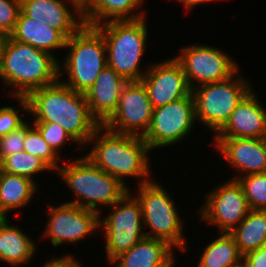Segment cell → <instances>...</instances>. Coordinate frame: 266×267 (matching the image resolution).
Listing matches in <instances>:
<instances>
[{"instance_id":"obj_1","label":"cell","mask_w":266,"mask_h":267,"mask_svg":"<svg viewBox=\"0 0 266 267\" xmlns=\"http://www.w3.org/2000/svg\"><path fill=\"white\" fill-rule=\"evenodd\" d=\"M62 79L32 91L26 97L28 113L33 122L58 123L79 147H84L101 125L91 115L86 95L62 83Z\"/></svg>"},{"instance_id":"obj_2","label":"cell","mask_w":266,"mask_h":267,"mask_svg":"<svg viewBox=\"0 0 266 267\" xmlns=\"http://www.w3.org/2000/svg\"><path fill=\"white\" fill-rule=\"evenodd\" d=\"M89 143L93 146L85 156L129 189L126 177L137 178L138 185L152 181L148 155L151 150L143 137L114 133L101 125Z\"/></svg>"},{"instance_id":"obj_3","label":"cell","mask_w":266,"mask_h":267,"mask_svg":"<svg viewBox=\"0 0 266 267\" xmlns=\"http://www.w3.org/2000/svg\"><path fill=\"white\" fill-rule=\"evenodd\" d=\"M56 57L10 36L0 64V80L12 98L27 97L32 91L59 80Z\"/></svg>"},{"instance_id":"obj_4","label":"cell","mask_w":266,"mask_h":267,"mask_svg":"<svg viewBox=\"0 0 266 267\" xmlns=\"http://www.w3.org/2000/svg\"><path fill=\"white\" fill-rule=\"evenodd\" d=\"M63 163L66 165L61 164L56 172L76 196L66 203L102 214V206L107 209L130 192L125 184L101 170L84 154L71 162L64 159Z\"/></svg>"},{"instance_id":"obj_5","label":"cell","mask_w":266,"mask_h":267,"mask_svg":"<svg viewBox=\"0 0 266 267\" xmlns=\"http://www.w3.org/2000/svg\"><path fill=\"white\" fill-rule=\"evenodd\" d=\"M94 27L105 40L107 65L128 82L141 81L149 67H145V71L140 67L149 44L146 16L107 21Z\"/></svg>"},{"instance_id":"obj_6","label":"cell","mask_w":266,"mask_h":267,"mask_svg":"<svg viewBox=\"0 0 266 267\" xmlns=\"http://www.w3.org/2000/svg\"><path fill=\"white\" fill-rule=\"evenodd\" d=\"M65 49L68 54L64 55L63 62L59 60V78L64 73L67 80L61 82L85 94L107 65L103 35L94 26L84 24L67 39Z\"/></svg>"},{"instance_id":"obj_7","label":"cell","mask_w":266,"mask_h":267,"mask_svg":"<svg viewBox=\"0 0 266 267\" xmlns=\"http://www.w3.org/2000/svg\"><path fill=\"white\" fill-rule=\"evenodd\" d=\"M133 193L141 206L143 225L145 229L150 228V231H145V237L167 241L178 251H186V246L189 245L185 244L184 221L180 218L175 200L169 195L168 189L152 180L137 185V190Z\"/></svg>"},{"instance_id":"obj_8","label":"cell","mask_w":266,"mask_h":267,"mask_svg":"<svg viewBox=\"0 0 266 267\" xmlns=\"http://www.w3.org/2000/svg\"><path fill=\"white\" fill-rule=\"evenodd\" d=\"M239 70L230 78L192 89L197 122L215 135L229 120L238 103L253 88Z\"/></svg>"},{"instance_id":"obj_9","label":"cell","mask_w":266,"mask_h":267,"mask_svg":"<svg viewBox=\"0 0 266 267\" xmlns=\"http://www.w3.org/2000/svg\"><path fill=\"white\" fill-rule=\"evenodd\" d=\"M129 191L109 207L112 209L110 214L104 217L100 214L99 217V228L106 239L105 254L109 263L145 237L140 203L133 196V190L130 188Z\"/></svg>"},{"instance_id":"obj_10","label":"cell","mask_w":266,"mask_h":267,"mask_svg":"<svg viewBox=\"0 0 266 267\" xmlns=\"http://www.w3.org/2000/svg\"><path fill=\"white\" fill-rule=\"evenodd\" d=\"M179 52L174 57L183 67L191 89L226 80L240 69L232 56L216 46L194 44L180 48Z\"/></svg>"},{"instance_id":"obj_11","label":"cell","mask_w":266,"mask_h":267,"mask_svg":"<svg viewBox=\"0 0 266 267\" xmlns=\"http://www.w3.org/2000/svg\"><path fill=\"white\" fill-rule=\"evenodd\" d=\"M196 121L191 93L185 98L153 108L152 121L143 140L150 150L177 145L189 136Z\"/></svg>"},{"instance_id":"obj_12","label":"cell","mask_w":266,"mask_h":267,"mask_svg":"<svg viewBox=\"0 0 266 267\" xmlns=\"http://www.w3.org/2000/svg\"><path fill=\"white\" fill-rule=\"evenodd\" d=\"M205 203L200 207L202 221L216 226L218 233H230L250 211L241 184L229 179L206 194Z\"/></svg>"},{"instance_id":"obj_13","label":"cell","mask_w":266,"mask_h":267,"mask_svg":"<svg viewBox=\"0 0 266 267\" xmlns=\"http://www.w3.org/2000/svg\"><path fill=\"white\" fill-rule=\"evenodd\" d=\"M47 205L49 218L42 235L50 238L52 246L57 248L64 243L77 244L87 236L100 232V214L97 211L66 202L56 206Z\"/></svg>"},{"instance_id":"obj_14","label":"cell","mask_w":266,"mask_h":267,"mask_svg":"<svg viewBox=\"0 0 266 267\" xmlns=\"http://www.w3.org/2000/svg\"><path fill=\"white\" fill-rule=\"evenodd\" d=\"M153 106L141 81L128 82L113 115L103 124L111 132L144 137L152 121Z\"/></svg>"},{"instance_id":"obj_15","label":"cell","mask_w":266,"mask_h":267,"mask_svg":"<svg viewBox=\"0 0 266 267\" xmlns=\"http://www.w3.org/2000/svg\"><path fill=\"white\" fill-rule=\"evenodd\" d=\"M141 82L153 108L185 98L192 93L183 67L175 57L149 65Z\"/></svg>"},{"instance_id":"obj_16","label":"cell","mask_w":266,"mask_h":267,"mask_svg":"<svg viewBox=\"0 0 266 267\" xmlns=\"http://www.w3.org/2000/svg\"><path fill=\"white\" fill-rule=\"evenodd\" d=\"M213 141L228 166L242 172L231 179L266 172V138H214Z\"/></svg>"},{"instance_id":"obj_17","label":"cell","mask_w":266,"mask_h":267,"mask_svg":"<svg viewBox=\"0 0 266 267\" xmlns=\"http://www.w3.org/2000/svg\"><path fill=\"white\" fill-rule=\"evenodd\" d=\"M68 4L66 5V3ZM21 0V11L29 18L38 20L59 30L67 39L85 23L76 0ZM70 2V3H69ZM71 6L72 8H69Z\"/></svg>"},{"instance_id":"obj_18","label":"cell","mask_w":266,"mask_h":267,"mask_svg":"<svg viewBox=\"0 0 266 267\" xmlns=\"http://www.w3.org/2000/svg\"><path fill=\"white\" fill-rule=\"evenodd\" d=\"M266 107L251 89L213 138H266Z\"/></svg>"},{"instance_id":"obj_19","label":"cell","mask_w":266,"mask_h":267,"mask_svg":"<svg viewBox=\"0 0 266 267\" xmlns=\"http://www.w3.org/2000/svg\"><path fill=\"white\" fill-rule=\"evenodd\" d=\"M128 81L106 65L93 86L85 93L91 115L103 125L116 111Z\"/></svg>"},{"instance_id":"obj_20","label":"cell","mask_w":266,"mask_h":267,"mask_svg":"<svg viewBox=\"0 0 266 267\" xmlns=\"http://www.w3.org/2000/svg\"><path fill=\"white\" fill-rule=\"evenodd\" d=\"M144 1L146 0H82L79 8L84 23L97 26L107 21L135 20L146 16L145 12L137 11Z\"/></svg>"},{"instance_id":"obj_21","label":"cell","mask_w":266,"mask_h":267,"mask_svg":"<svg viewBox=\"0 0 266 267\" xmlns=\"http://www.w3.org/2000/svg\"><path fill=\"white\" fill-rule=\"evenodd\" d=\"M175 248L167 241L144 237L110 262L113 267H162L174 257Z\"/></svg>"},{"instance_id":"obj_22","label":"cell","mask_w":266,"mask_h":267,"mask_svg":"<svg viewBox=\"0 0 266 267\" xmlns=\"http://www.w3.org/2000/svg\"><path fill=\"white\" fill-rule=\"evenodd\" d=\"M21 227L12 225L8 218L0 219V262L9 267L29 265L35 258L36 243Z\"/></svg>"},{"instance_id":"obj_23","label":"cell","mask_w":266,"mask_h":267,"mask_svg":"<svg viewBox=\"0 0 266 267\" xmlns=\"http://www.w3.org/2000/svg\"><path fill=\"white\" fill-rule=\"evenodd\" d=\"M14 40L29 44L54 55L55 49H65L67 38L49 25L29 18L20 11L15 29L10 35Z\"/></svg>"},{"instance_id":"obj_24","label":"cell","mask_w":266,"mask_h":267,"mask_svg":"<svg viewBox=\"0 0 266 267\" xmlns=\"http://www.w3.org/2000/svg\"><path fill=\"white\" fill-rule=\"evenodd\" d=\"M38 186L30 178L0 170V217L9 218V211L28 206L35 198Z\"/></svg>"},{"instance_id":"obj_25","label":"cell","mask_w":266,"mask_h":267,"mask_svg":"<svg viewBox=\"0 0 266 267\" xmlns=\"http://www.w3.org/2000/svg\"><path fill=\"white\" fill-rule=\"evenodd\" d=\"M229 234L242 256L259 249L266 244V211L250 210Z\"/></svg>"},{"instance_id":"obj_26","label":"cell","mask_w":266,"mask_h":267,"mask_svg":"<svg viewBox=\"0 0 266 267\" xmlns=\"http://www.w3.org/2000/svg\"><path fill=\"white\" fill-rule=\"evenodd\" d=\"M203 249L197 267H242L243 256L229 233H220Z\"/></svg>"},{"instance_id":"obj_27","label":"cell","mask_w":266,"mask_h":267,"mask_svg":"<svg viewBox=\"0 0 266 267\" xmlns=\"http://www.w3.org/2000/svg\"><path fill=\"white\" fill-rule=\"evenodd\" d=\"M0 170L9 174H15L30 178L38 182L36 174L54 170L40 157L21 151L17 154L4 157L0 161Z\"/></svg>"},{"instance_id":"obj_28","label":"cell","mask_w":266,"mask_h":267,"mask_svg":"<svg viewBox=\"0 0 266 267\" xmlns=\"http://www.w3.org/2000/svg\"><path fill=\"white\" fill-rule=\"evenodd\" d=\"M237 181L242 186L250 210L266 211V172L240 176Z\"/></svg>"},{"instance_id":"obj_29","label":"cell","mask_w":266,"mask_h":267,"mask_svg":"<svg viewBox=\"0 0 266 267\" xmlns=\"http://www.w3.org/2000/svg\"><path fill=\"white\" fill-rule=\"evenodd\" d=\"M24 142L25 152L40 157L54 170V173L59 169L64 159L62 156L59 157L43 140L42 135L34 125L27 130Z\"/></svg>"},{"instance_id":"obj_30","label":"cell","mask_w":266,"mask_h":267,"mask_svg":"<svg viewBox=\"0 0 266 267\" xmlns=\"http://www.w3.org/2000/svg\"><path fill=\"white\" fill-rule=\"evenodd\" d=\"M39 130L43 140L52 148L60 157L61 147L67 142L77 143L58 123L54 122H32Z\"/></svg>"},{"instance_id":"obj_31","label":"cell","mask_w":266,"mask_h":267,"mask_svg":"<svg viewBox=\"0 0 266 267\" xmlns=\"http://www.w3.org/2000/svg\"><path fill=\"white\" fill-rule=\"evenodd\" d=\"M14 99L20 103L21 111L24 112L20 114L18 109L13 106H3L0 108V137L7 135L25 122L21 115H24L25 112L28 113L27 99L26 97H14Z\"/></svg>"},{"instance_id":"obj_32","label":"cell","mask_w":266,"mask_h":267,"mask_svg":"<svg viewBox=\"0 0 266 267\" xmlns=\"http://www.w3.org/2000/svg\"><path fill=\"white\" fill-rule=\"evenodd\" d=\"M32 125L33 124L27 120V122L25 121L17 129L0 137V161L6 156L24 151L26 132Z\"/></svg>"},{"instance_id":"obj_33","label":"cell","mask_w":266,"mask_h":267,"mask_svg":"<svg viewBox=\"0 0 266 267\" xmlns=\"http://www.w3.org/2000/svg\"><path fill=\"white\" fill-rule=\"evenodd\" d=\"M21 11V0H0V32L13 33Z\"/></svg>"},{"instance_id":"obj_34","label":"cell","mask_w":266,"mask_h":267,"mask_svg":"<svg viewBox=\"0 0 266 267\" xmlns=\"http://www.w3.org/2000/svg\"><path fill=\"white\" fill-rule=\"evenodd\" d=\"M242 267H266V244L244 255Z\"/></svg>"},{"instance_id":"obj_35","label":"cell","mask_w":266,"mask_h":267,"mask_svg":"<svg viewBox=\"0 0 266 267\" xmlns=\"http://www.w3.org/2000/svg\"><path fill=\"white\" fill-rule=\"evenodd\" d=\"M69 254H65L59 258H51L41 267H82L81 262H79L80 260H77L73 255Z\"/></svg>"},{"instance_id":"obj_36","label":"cell","mask_w":266,"mask_h":267,"mask_svg":"<svg viewBox=\"0 0 266 267\" xmlns=\"http://www.w3.org/2000/svg\"><path fill=\"white\" fill-rule=\"evenodd\" d=\"M177 1L180 2L184 6V8L189 11V10L194 9L195 6H197L198 4L203 5V3H208L213 0H177Z\"/></svg>"},{"instance_id":"obj_37","label":"cell","mask_w":266,"mask_h":267,"mask_svg":"<svg viewBox=\"0 0 266 267\" xmlns=\"http://www.w3.org/2000/svg\"><path fill=\"white\" fill-rule=\"evenodd\" d=\"M9 37L10 36L8 34L0 32V64H1V61H2L4 48H5V45H6Z\"/></svg>"},{"instance_id":"obj_38","label":"cell","mask_w":266,"mask_h":267,"mask_svg":"<svg viewBox=\"0 0 266 267\" xmlns=\"http://www.w3.org/2000/svg\"><path fill=\"white\" fill-rule=\"evenodd\" d=\"M176 256H174L169 262H167L164 266L162 267H175V263H176V260H175Z\"/></svg>"}]
</instances>
